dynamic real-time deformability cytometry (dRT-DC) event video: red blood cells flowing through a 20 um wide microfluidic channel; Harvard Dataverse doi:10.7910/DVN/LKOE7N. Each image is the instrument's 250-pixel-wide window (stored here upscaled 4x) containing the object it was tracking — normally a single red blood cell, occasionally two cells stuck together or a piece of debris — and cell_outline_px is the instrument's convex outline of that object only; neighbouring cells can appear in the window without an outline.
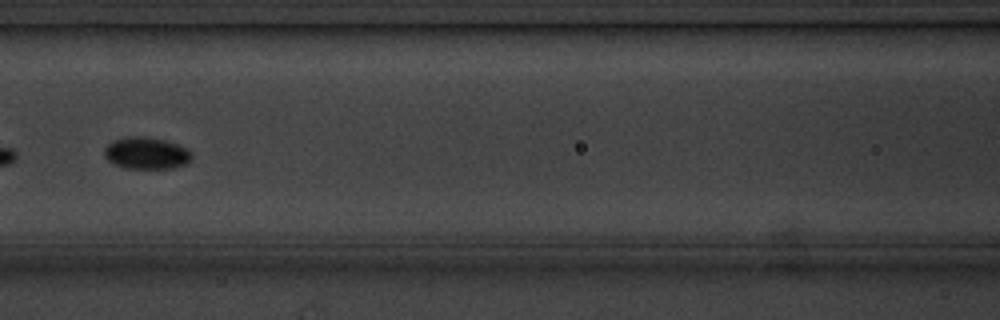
{"species": "common noctule bat (a hibernating species)", "species_latin": "Nyctalus noctula", "temperature_condition": "cold", "stored_images_in_passage": 11, "camera_frame_rate_fps": 3000, "um_per_image_px": 0.085, "animal": {"sex": "male", "body_mass_g": 20.1, "forearm_length_mm": 53.5}, "frame": {"image": 1, "passage_image": 7, "time_ms": 8.0, "image_size_px": [1000, 320], "cell_outline_px": [[192, 160], [176, 168], [124, 168], [108, 160], [104, 156], [104, 148], [112, 140], [128, 136], [140, 136], [164, 140], [180, 144], [188, 148], [192, 152]], "centroid_in_image_um": [12.47, 13.01], "position_along_channel_um": 154.1, "area_um2": 16.42}}